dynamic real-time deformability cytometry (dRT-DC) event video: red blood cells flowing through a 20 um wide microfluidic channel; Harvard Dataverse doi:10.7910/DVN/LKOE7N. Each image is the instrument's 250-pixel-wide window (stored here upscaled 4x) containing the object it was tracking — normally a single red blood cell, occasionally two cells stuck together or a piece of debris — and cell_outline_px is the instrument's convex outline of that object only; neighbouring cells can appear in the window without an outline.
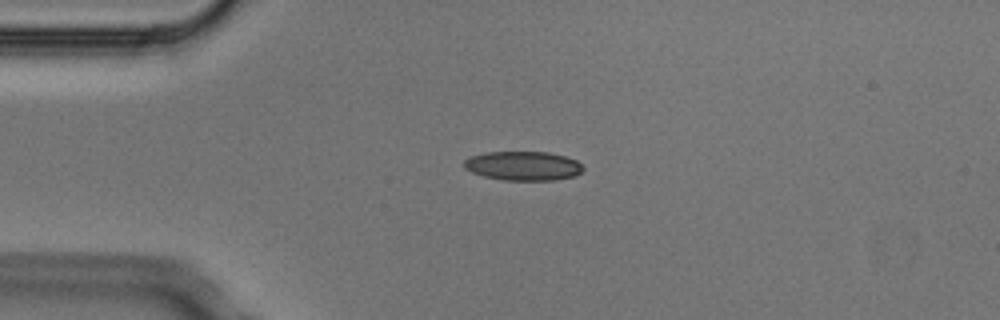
{"species": "Egyptian fruit bat (a non-hibernating species)", "species_latin": "Rousettus aegyptiacus", "temperature_condition": "cold", "stored_images_in_passage": 3, "camera_frame_rate_fps": 3000, "um_per_image_px": 0.085, "animal": {"sex": "male"}, "frame": {"image": 1, "passage_image": 2, "time_ms": 0.333, "image_size_px": [1000, 320], "cell_outline_px": [[584, 168], [576, 176], [552, 180], [504, 180], [484, 176], [472, 172], [464, 168], [464, 160], [472, 156], [484, 152], [548, 152], [564, 156], [576, 160]], "centroid_in_image_um": [44.46, 14.1], "position_along_channel_um": 40.5, "area_um2": 20.11}}